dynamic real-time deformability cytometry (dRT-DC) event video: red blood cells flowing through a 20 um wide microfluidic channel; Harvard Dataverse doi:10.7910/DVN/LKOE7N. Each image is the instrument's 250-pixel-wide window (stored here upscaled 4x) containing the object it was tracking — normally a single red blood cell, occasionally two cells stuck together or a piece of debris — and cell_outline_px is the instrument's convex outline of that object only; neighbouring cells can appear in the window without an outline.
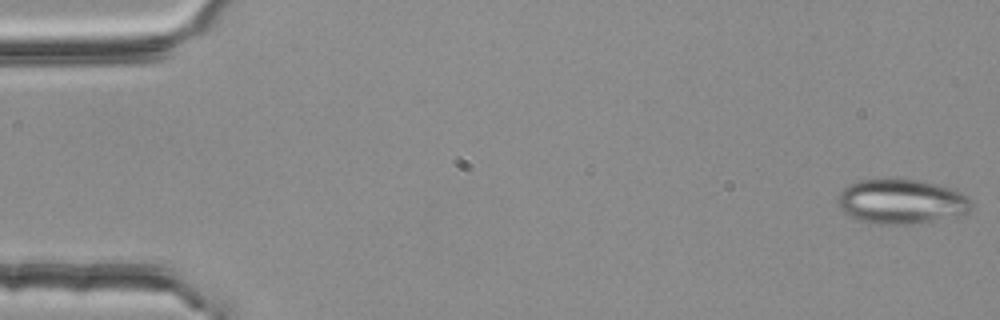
{"species": "common noctule bat (a hibernating species)", "species_latin": "Nyctalus noctula", "temperature_condition": "room temperature", "stored_images_in_passage": 54, "camera_frame_rate_fps": 3000, "um_per_image_px": 0.085, "animal": {"sex": "female", "body_mass_g": 25.1}, "frame": {"image": 1, "passage_image": 1, "time_ms": 0.0, "image_size_px": [1000, 320], "cell_outline_px": [[972, 204], [968, 212], [956, 216], [908, 224], [868, 224], [856, 220], [848, 216], [840, 208], [836, 200], [840, 192], [848, 184], [856, 180], [888, 176], [892, 176], [920, 180], [952, 188], [968, 196]], "centroid_in_image_um": [76.54, 17.09], "position_along_channel_um": 8.5, "area_um2": 35.78}}
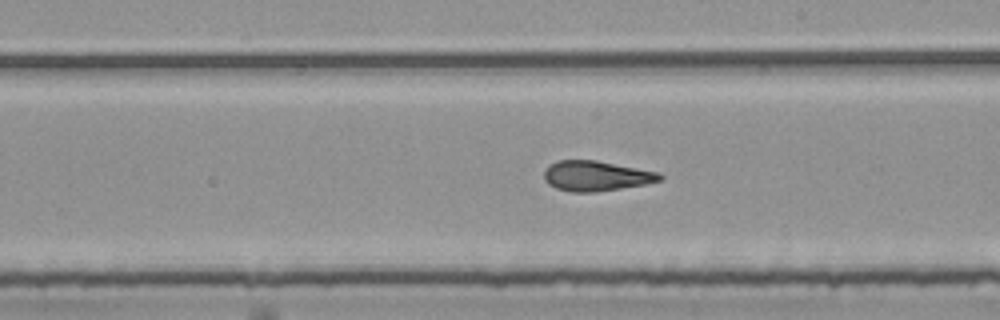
{"frame": {"image": 2, "passage_image": 31, "time_ms": 10.0, "image_size_px": [1000, 320], "cell_outline_px": [[664, 180], [644, 184], [596, 192], [572, 192], [556, 188], [548, 184], [544, 180], [544, 168], [548, 164], [556, 160], [596, 160], [660, 172], [664, 176]], "centroid_in_image_um": [50.66, 14.94], "position_along_channel_um": 238.3, "area_um2": 20.58}}
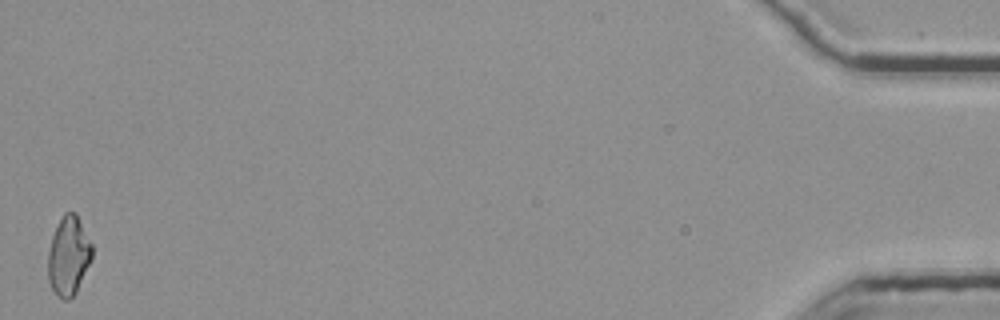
{"frame": {"image": 3, "passage_image": 54, "time_ms": 17.667, "image_size_px": [1000, 320], "cell_outline_px": [[92, 260], [76, 292], [68, 300], [64, 300], [52, 288], [48, 280], [48, 252], [52, 236], [64, 212], [76, 212], [92, 244]], "centroid_in_image_um": [5.84, 21.73], "position_along_channel_um": 429.4, "area_um2": 20.17}, "authors_computed_cell_mechanics": {"area_um2": 20.808, "velocity_mm_per_s": 3.7763, "shape_relaxation_time_tau1_ms": null, "shape_relaxation_time_tau2_ms": 2.2434, "deformation_change_tau1": null, "deformation_change_tau2": 0.1224}}